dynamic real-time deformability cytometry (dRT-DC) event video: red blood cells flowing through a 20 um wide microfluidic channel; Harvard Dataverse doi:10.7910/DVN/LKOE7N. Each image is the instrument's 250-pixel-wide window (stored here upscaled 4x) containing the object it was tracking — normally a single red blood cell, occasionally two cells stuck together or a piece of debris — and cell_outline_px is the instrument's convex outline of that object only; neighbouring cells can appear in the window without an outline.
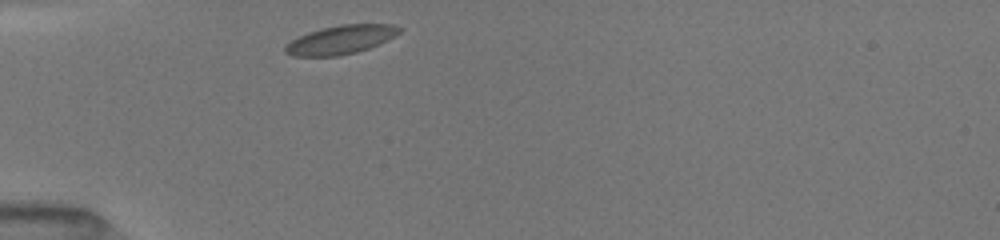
{"species": "common noctule bat (a hibernating species)", "species_latin": "Nyctalus noctula", "temperature_condition": "room temperature", "stored_images_in_passage": 5, "camera_frame_rate_fps": 3000, "um_per_image_px": 0.085, "animal": {"sex": "female", "body_mass_g": 19.5, "forearm_length_mm": 54.1}, "frame": {"image": 1, "passage_image": 1, "time_ms": 0.0, "image_size_px": [1000, 240], "cell_outline_px": [[404, 28], [396, 36], [388, 40], [368, 48], [356, 52], [336, 56], [292, 56], [284, 52], [284, 48], [292, 40], [308, 32], [320, 28], [340, 24], [392, 24]], "centroid_in_image_um": [29.0, 3.36], "position_along_channel_um": 56.0, "area_um2": 19.13}}
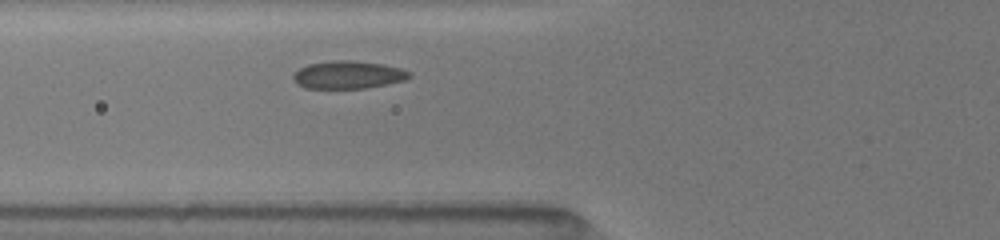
{"frame": {"image": 2, "passage_image": 3, "time_ms": 1.333, "image_size_px": [1000, 240], "cell_outline_px": [[412, 76], [404, 80], [364, 88], [304, 88], [292, 80], [292, 76], [300, 68], [308, 64], [332, 60], [348, 60], [380, 64], [400, 68], [412, 72]], "centroid_in_image_um": [29.56, 6.36], "position_along_channel_um": 96.2, "area_um2": 18.61}}
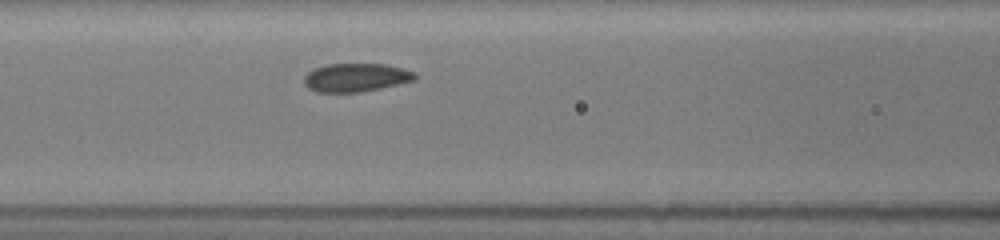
{"frame": {"image": 3, "passage_image": 5, "time_ms": 2.333, "image_size_px": [1000, 240], "cell_outline_px": [[416, 80], [380, 88], [360, 92], [316, 92], [308, 88], [304, 84], [304, 76], [308, 72], [316, 68], [328, 64], [384, 64], [404, 68], [416, 72]], "centroid_in_image_um": [30.27, 6.59], "position_along_channel_um": 136.3, "area_um2": 18.38}}